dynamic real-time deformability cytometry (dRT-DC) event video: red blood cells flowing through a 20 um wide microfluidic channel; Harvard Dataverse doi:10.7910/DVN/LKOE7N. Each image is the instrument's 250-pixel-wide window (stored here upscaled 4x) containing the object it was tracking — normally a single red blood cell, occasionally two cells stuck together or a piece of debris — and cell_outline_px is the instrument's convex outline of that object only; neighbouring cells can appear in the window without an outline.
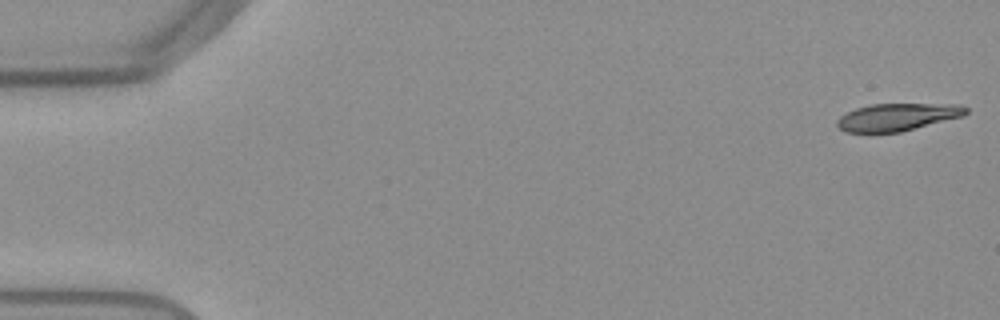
{"species": "Egyptian fruit bat (a non-hibernating species)", "species_latin": "Rousettus aegyptiacus", "temperature_condition": "warm", "stored_images_in_passage": 53, "camera_frame_rate_fps": 3000, "um_per_image_px": 0.085, "frame": {"image": 1, "passage_image": 1, "time_ms": 0.0, "image_size_px": [1000, 320], "cell_outline_px": [[968, 112], [964, 116], [900, 132], [844, 132], [836, 124], [836, 120], [840, 116], [856, 108], [868, 104], [960, 104], [968, 108]], "centroid_in_image_um": [76.29, 9.94], "position_along_channel_um": 8.7, "area_um2": 20.63}}
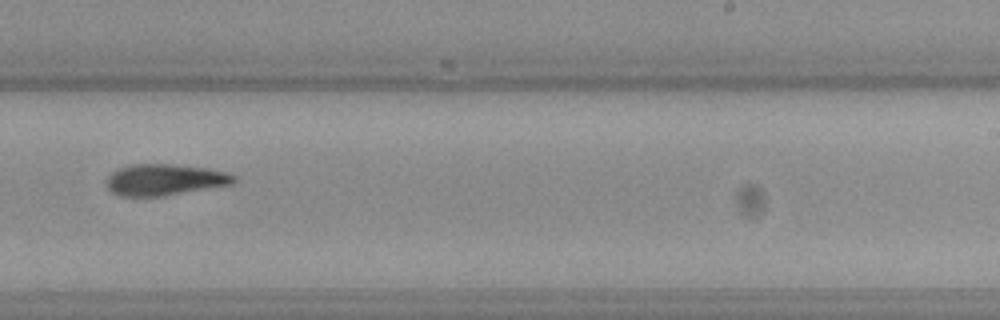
{"frame": {"image": 2, "passage_image": 33, "time_ms": 10.667, "image_size_px": [1000, 320], "cell_outline_px": [[236, 180], [232, 184], [164, 196], [120, 196], [112, 192], [108, 188], [108, 176], [112, 172], [120, 168], [132, 164], [172, 164], [208, 168], [224, 172], [236, 176]], "centroid_in_image_um": [14.01, 15.28], "position_along_channel_um": 275.0, "area_um2": 23.06}}
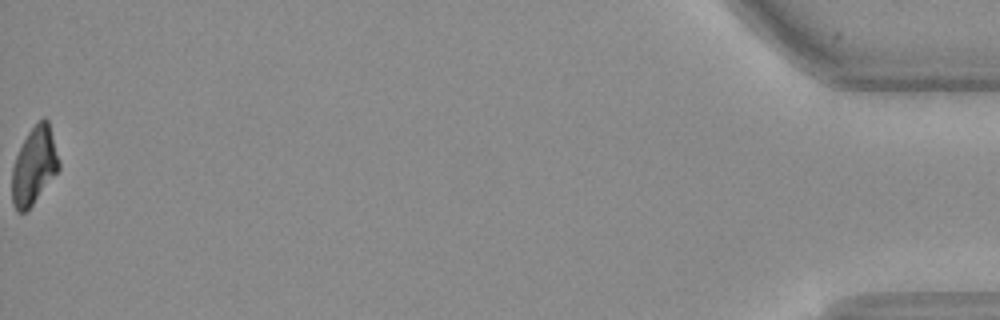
{"frame": {"image": 3, "passage_image": 53, "time_ms": 17.333, "image_size_px": [1000, 320], "cell_outline_px": [[60, 168], [32, 204], [24, 212], [16, 212], [12, 204], [12, 168], [16, 156], [28, 132], [44, 116], [48, 120], [60, 160]], "centroid_in_image_um": [2.9, 14.09], "position_along_channel_um": 432.3, "area_um2": 20.87}}